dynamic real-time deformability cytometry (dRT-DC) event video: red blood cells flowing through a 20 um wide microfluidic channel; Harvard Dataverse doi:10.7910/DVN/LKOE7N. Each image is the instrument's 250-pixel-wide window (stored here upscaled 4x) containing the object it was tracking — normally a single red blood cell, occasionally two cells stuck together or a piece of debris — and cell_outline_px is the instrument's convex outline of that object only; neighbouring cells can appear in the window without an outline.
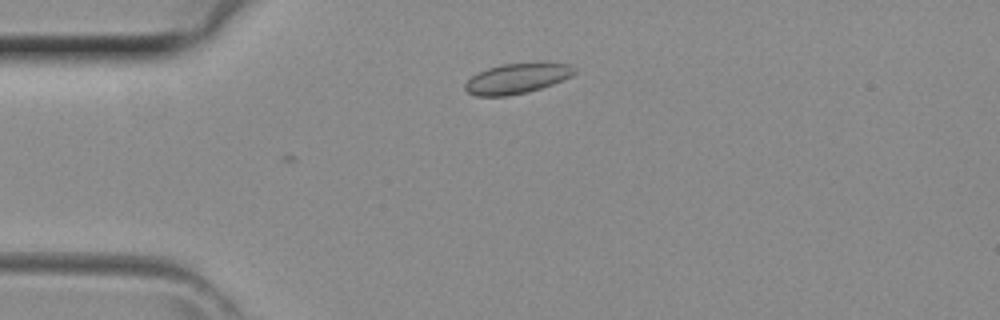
{"species": "common noctule bat (a hibernating species)", "species_latin": "Nyctalus noctula", "temperature_condition": "room temperature", "stored_images_in_passage": 5, "camera_frame_rate_fps": 3000, "um_per_image_px": 0.085, "animal": {"sex": "female", "body_mass_g": 29.2, "forearm_length_mm": 56.3}, "frame": {"image": 1, "passage_image": 3, "time_ms": 0.667, "image_size_px": [1000, 320], "cell_outline_px": [[576, 72], [572, 76], [552, 84], [528, 92], [508, 96], [476, 96], [468, 92], [464, 88], [464, 84], [472, 76], [488, 68], [500, 64], [536, 60], [548, 60], [572, 64], [576, 68]], "centroid_in_image_um": [44.04, 6.61], "position_along_channel_um": 41.0, "area_um2": 20.11}}